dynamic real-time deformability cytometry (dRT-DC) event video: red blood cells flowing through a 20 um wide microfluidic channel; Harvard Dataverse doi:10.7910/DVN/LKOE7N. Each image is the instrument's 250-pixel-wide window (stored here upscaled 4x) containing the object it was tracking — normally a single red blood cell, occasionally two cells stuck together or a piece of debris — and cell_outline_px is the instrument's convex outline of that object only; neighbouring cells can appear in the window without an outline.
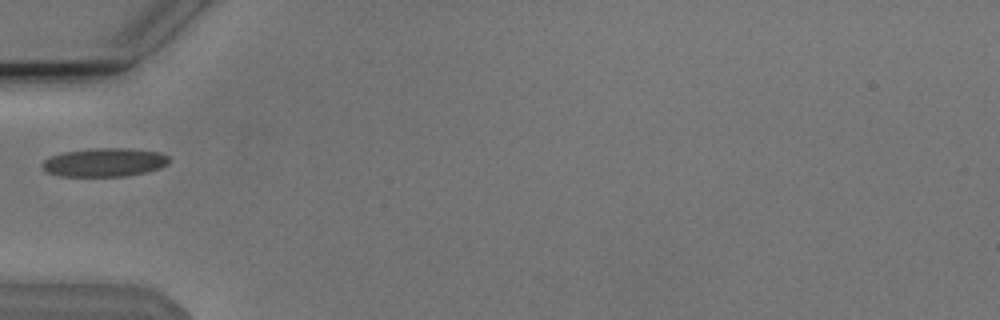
{"species": "Egyptian fruit bat (a non-hibernating species)", "species_latin": "Rousettus aegyptiacus", "temperature_condition": "cold", "stored_images_in_passage": 3, "camera_frame_rate_fps": 3000, "um_per_image_px": 0.085, "animal": {"sex": "male"}, "frame": {"image": 1, "passage_image": 2, "time_ms": 0.333, "image_size_px": [1000, 320], "cell_outline_px": [[168, 164], [160, 168], [144, 172], [124, 176], [60, 176], [48, 172], [40, 164], [44, 160], [52, 156], [64, 152], [92, 148], [132, 148], [160, 152], [168, 156]], "centroid_in_image_um": [8.89, 13.79], "position_along_channel_um": 76.1, "area_um2": 21.04}}